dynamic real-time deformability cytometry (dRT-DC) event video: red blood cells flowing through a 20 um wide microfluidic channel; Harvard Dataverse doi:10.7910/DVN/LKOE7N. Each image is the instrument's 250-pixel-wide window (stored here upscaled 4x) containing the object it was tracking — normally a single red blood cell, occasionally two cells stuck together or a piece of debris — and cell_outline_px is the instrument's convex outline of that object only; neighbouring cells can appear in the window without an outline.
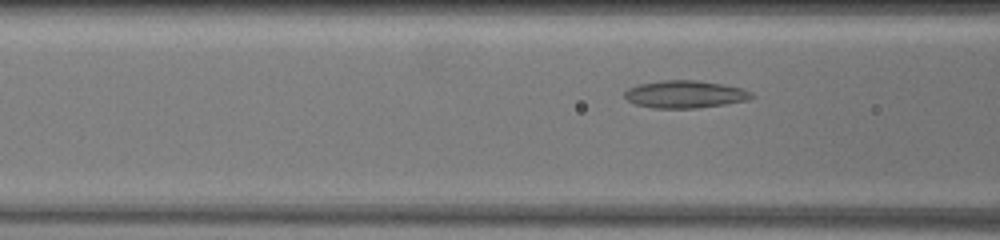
{"species": "common noctule bat (a hibernating species)", "species_latin": "Nyctalus noctula", "temperature_condition": "warm", "stored_images_in_passage": 11, "camera_frame_rate_fps": 3000, "um_per_image_px": 0.085, "animal": {"sex": "female", "body_mass_g": 19.5, "forearm_length_mm": 54.1}, "frame": {"image": 1, "passage_image": 8, "time_ms": 2.333, "image_size_px": [1000, 240], "cell_outline_px": [[756, 96], [748, 100], [724, 104], [696, 108], [652, 108], [636, 104], [628, 100], [624, 96], [624, 92], [628, 88], [640, 84], [664, 80], [696, 80], [720, 84], [740, 88], [752, 92]], "centroid_in_image_um": [58.23, 8.02], "position_along_channel_um": 108.4, "area_um2": 20.17}}